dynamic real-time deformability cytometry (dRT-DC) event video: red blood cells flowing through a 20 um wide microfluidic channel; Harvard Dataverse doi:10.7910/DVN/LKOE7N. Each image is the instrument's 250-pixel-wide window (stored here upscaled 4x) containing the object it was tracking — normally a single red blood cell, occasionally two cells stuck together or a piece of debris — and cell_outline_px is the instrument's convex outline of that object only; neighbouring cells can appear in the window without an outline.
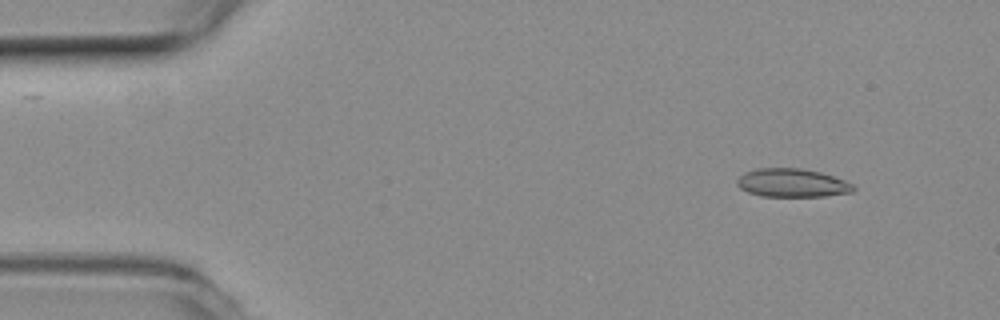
{"species": "common noctule bat (a hibernating species)", "species_latin": "Nyctalus noctula", "temperature_condition": "room temperature", "stored_images_in_passage": 52, "camera_frame_rate_fps": 3000, "um_per_image_px": 0.085, "animal": {"sex": "female", "body_mass_g": 19.3, "forearm_length_mm": 54.1}, "frame": {"image": 1, "passage_image": 4, "time_ms": 1.0, "image_size_px": [1000, 320], "cell_outline_px": [[856, 188], [852, 192], [824, 196], [760, 196], [748, 192], [740, 188], [736, 184], [736, 180], [740, 176], [748, 172], [760, 168], [800, 168], [820, 172], [844, 180], [852, 184]], "centroid_in_image_um": [67.33, 15.55], "position_along_channel_um": 17.7, "area_um2": 19.07}}
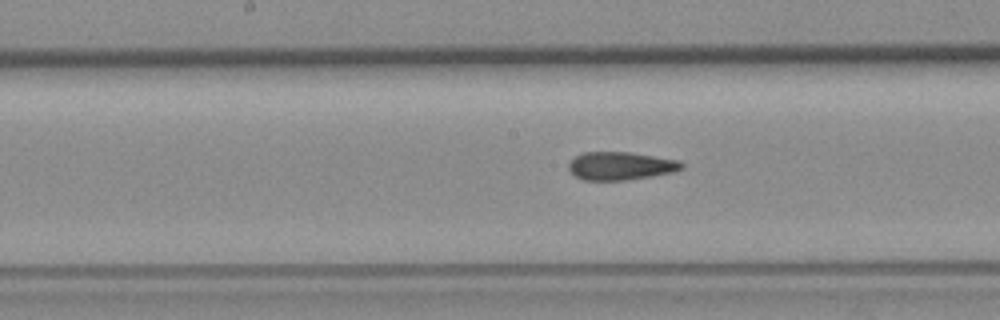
{"frame": {"image": 2, "passage_image": 25, "time_ms": 8.0, "image_size_px": [1000, 320], "cell_outline_px": [[684, 168], [672, 172], [652, 176], [624, 180], [584, 180], [576, 176], [568, 168], [568, 164], [576, 156], [584, 152], [628, 152], [680, 160], [684, 164]], "centroid_in_image_um": [52.77, 14.1], "position_along_channel_um": 195.4, "area_um2": 18.38}}
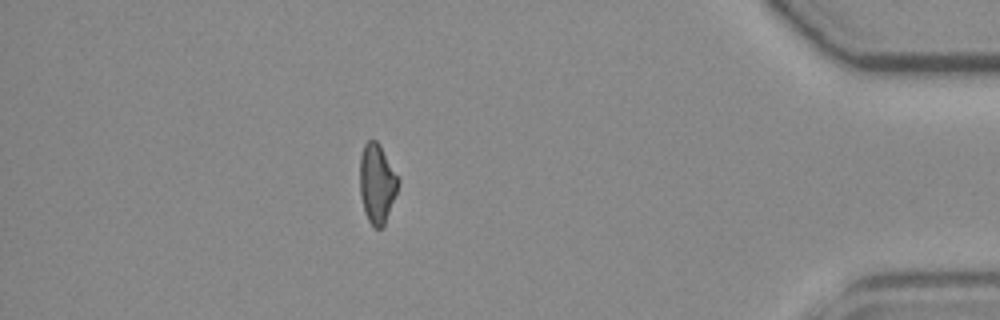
{"frame": {"image": 3, "passage_image": 45, "time_ms": 14.667, "image_size_px": [1000, 320], "cell_outline_px": [[400, 180], [396, 192], [384, 224], [380, 228], [376, 228], [368, 220], [364, 212], [360, 196], [360, 156], [364, 144], [368, 140], [376, 140], [380, 144], [400, 176]], "centroid_in_image_um": [32.05, 15.54], "position_along_channel_um": 403.2, "area_um2": 17.86}, "authors_computed_cell_mechanics": {"area_um2": 18.7561, "velocity_mm_per_s": 3.8552, "shape_relaxation_time_tau1_ms": null, "shape_relaxation_time_tau2_ms": 2.3145, "deformation_change_tau1": null, "deformation_change_tau2": 0.0965}}